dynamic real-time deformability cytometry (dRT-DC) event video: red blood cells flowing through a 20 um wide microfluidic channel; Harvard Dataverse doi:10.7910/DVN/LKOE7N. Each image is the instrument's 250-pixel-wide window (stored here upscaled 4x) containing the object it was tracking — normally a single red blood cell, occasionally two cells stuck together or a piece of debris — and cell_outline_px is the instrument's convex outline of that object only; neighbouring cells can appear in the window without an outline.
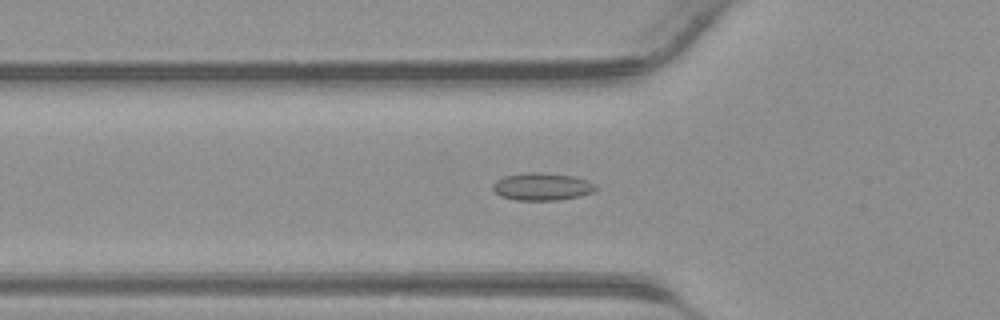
{"species": "common noctule bat (a hibernating species)", "species_latin": "Nyctalus noctula", "temperature_condition": "warm", "stored_images_in_passage": 31, "camera_frame_rate_fps": 3000, "um_per_image_px": 0.085, "animal": {"sex": "male", "body_mass_g": 23.1, "forearm_length_mm": 52.7}, "frame": {"image": 1, "passage_image": 4, "time_ms": 1.0, "image_size_px": [1000, 320], "cell_outline_px": [[600, 188], [592, 192], [580, 196], [560, 200], [516, 200], [500, 196], [492, 188], [492, 184], [496, 180], [504, 176], [528, 172], [544, 172], [572, 176], [588, 180], [596, 184]], "centroid_in_image_um": [46.1, 15.86], "position_along_channel_um": 79.7, "area_um2": 16.7}}
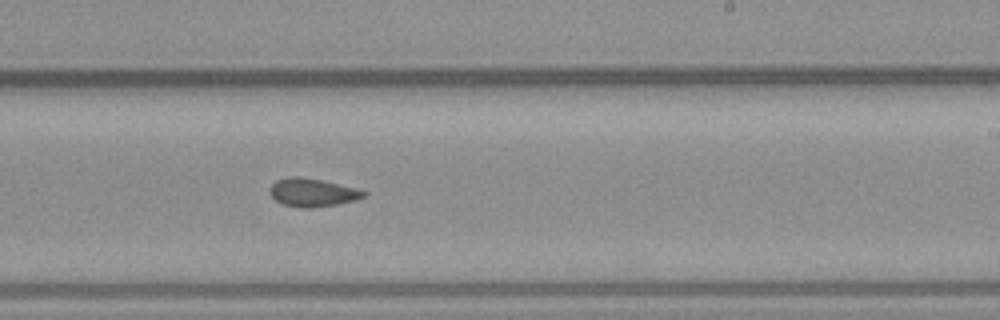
{"frame": {"image": 2, "passage_image": 15, "time_ms": 4.667, "image_size_px": [1000, 320], "cell_outline_px": [[368, 196], [356, 200], [336, 204], [312, 208], [304, 208], [280, 204], [268, 192], [272, 184], [276, 180], [288, 176], [296, 176], [320, 180], [356, 188], [368, 192]], "centroid_in_image_um": [26.56, 16.37], "position_along_channel_um": 262.4, "area_um2": 15.49}}
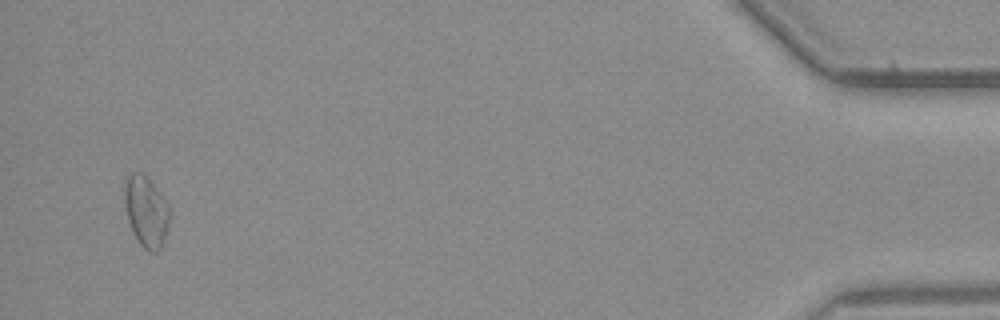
{"frame": {"image": 3, "passage_image": 30, "time_ms": 9.667, "image_size_px": [1000, 320], "cell_outline_px": [[168, 224], [160, 248], [156, 252], [148, 252], [140, 244], [128, 220], [124, 200], [124, 192], [128, 176], [132, 172], [140, 172], [160, 192], [168, 204]], "centroid_in_image_um": [12.41, 17.98], "position_along_channel_um": 422.8, "area_um2": 17.92}}